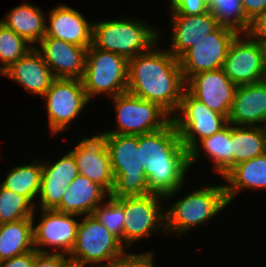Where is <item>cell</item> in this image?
Returning <instances> with one entry per match:
<instances>
[{"instance_id": "1", "label": "cell", "mask_w": 266, "mask_h": 267, "mask_svg": "<svg viewBox=\"0 0 266 267\" xmlns=\"http://www.w3.org/2000/svg\"><path fill=\"white\" fill-rule=\"evenodd\" d=\"M138 148L149 191L164 196V200H171L182 190L190 169L188 151L174 122L162 129L138 135Z\"/></svg>"}, {"instance_id": "2", "label": "cell", "mask_w": 266, "mask_h": 267, "mask_svg": "<svg viewBox=\"0 0 266 267\" xmlns=\"http://www.w3.org/2000/svg\"><path fill=\"white\" fill-rule=\"evenodd\" d=\"M185 88L178 59L157 43L129 60L127 92L159 104L171 116L178 111Z\"/></svg>"}, {"instance_id": "3", "label": "cell", "mask_w": 266, "mask_h": 267, "mask_svg": "<svg viewBox=\"0 0 266 267\" xmlns=\"http://www.w3.org/2000/svg\"><path fill=\"white\" fill-rule=\"evenodd\" d=\"M158 30L138 20L115 19L93 23L92 45L128 61L159 42Z\"/></svg>"}, {"instance_id": "4", "label": "cell", "mask_w": 266, "mask_h": 267, "mask_svg": "<svg viewBox=\"0 0 266 267\" xmlns=\"http://www.w3.org/2000/svg\"><path fill=\"white\" fill-rule=\"evenodd\" d=\"M107 149L115 183L114 198L150 194L148 178L141 166L137 135L108 134Z\"/></svg>"}, {"instance_id": "5", "label": "cell", "mask_w": 266, "mask_h": 267, "mask_svg": "<svg viewBox=\"0 0 266 267\" xmlns=\"http://www.w3.org/2000/svg\"><path fill=\"white\" fill-rule=\"evenodd\" d=\"M213 185L190 192L164 210L167 234L181 235L203 225L228 205L224 185Z\"/></svg>"}, {"instance_id": "6", "label": "cell", "mask_w": 266, "mask_h": 267, "mask_svg": "<svg viewBox=\"0 0 266 267\" xmlns=\"http://www.w3.org/2000/svg\"><path fill=\"white\" fill-rule=\"evenodd\" d=\"M128 63L124 57L95 48L86 50L82 82L89 101L94 95H109L111 98L127 92Z\"/></svg>"}, {"instance_id": "7", "label": "cell", "mask_w": 266, "mask_h": 267, "mask_svg": "<svg viewBox=\"0 0 266 267\" xmlns=\"http://www.w3.org/2000/svg\"><path fill=\"white\" fill-rule=\"evenodd\" d=\"M78 223L76 242L70 252L69 259L72 267H86L87 264L103 267L101 262L119 257L125 252L121 241L113 235L92 214L85 215Z\"/></svg>"}, {"instance_id": "8", "label": "cell", "mask_w": 266, "mask_h": 267, "mask_svg": "<svg viewBox=\"0 0 266 267\" xmlns=\"http://www.w3.org/2000/svg\"><path fill=\"white\" fill-rule=\"evenodd\" d=\"M117 129L107 131L108 134L142 135L167 126L171 121V115L159 104L129 92L119 94L112 98Z\"/></svg>"}, {"instance_id": "9", "label": "cell", "mask_w": 266, "mask_h": 267, "mask_svg": "<svg viewBox=\"0 0 266 267\" xmlns=\"http://www.w3.org/2000/svg\"><path fill=\"white\" fill-rule=\"evenodd\" d=\"M42 98L47 103L48 125L53 135L67 129L90 102L82 79L76 78H55Z\"/></svg>"}, {"instance_id": "10", "label": "cell", "mask_w": 266, "mask_h": 267, "mask_svg": "<svg viewBox=\"0 0 266 267\" xmlns=\"http://www.w3.org/2000/svg\"><path fill=\"white\" fill-rule=\"evenodd\" d=\"M176 116H172L183 146L189 152L198 142L219 132L227 124V118L193 98L186 90ZM174 117V118H173Z\"/></svg>"}, {"instance_id": "11", "label": "cell", "mask_w": 266, "mask_h": 267, "mask_svg": "<svg viewBox=\"0 0 266 267\" xmlns=\"http://www.w3.org/2000/svg\"><path fill=\"white\" fill-rule=\"evenodd\" d=\"M240 35L230 44L222 69L237 86L266 80V47L249 33L246 40Z\"/></svg>"}, {"instance_id": "12", "label": "cell", "mask_w": 266, "mask_h": 267, "mask_svg": "<svg viewBox=\"0 0 266 267\" xmlns=\"http://www.w3.org/2000/svg\"><path fill=\"white\" fill-rule=\"evenodd\" d=\"M237 35L238 33L232 29L219 26L188 48L178 58L184 81L203 71L221 69L230 44Z\"/></svg>"}, {"instance_id": "13", "label": "cell", "mask_w": 266, "mask_h": 267, "mask_svg": "<svg viewBox=\"0 0 266 267\" xmlns=\"http://www.w3.org/2000/svg\"><path fill=\"white\" fill-rule=\"evenodd\" d=\"M160 199L164 200V196L153 193L124 197L123 244L126 248L149 237L155 229L165 231V214Z\"/></svg>"}, {"instance_id": "14", "label": "cell", "mask_w": 266, "mask_h": 267, "mask_svg": "<svg viewBox=\"0 0 266 267\" xmlns=\"http://www.w3.org/2000/svg\"><path fill=\"white\" fill-rule=\"evenodd\" d=\"M107 131L82 140L71 149L79 174L102 186L109 194L114 188V175L107 149Z\"/></svg>"}, {"instance_id": "15", "label": "cell", "mask_w": 266, "mask_h": 267, "mask_svg": "<svg viewBox=\"0 0 266 267\" xmlns=\"http://www.w3.org/2000/svg\"><path fill=\"white\" fill-rule=\"evenodd\" d=\"M41 212L39 224H33L34 248L41 253H50V250L41 248L50 246L53 249H60L61 254L69 255L76 242L79 221H76L75 216L78 215L57 210L41 209Z\"/></svg>"}, {"instance_id": "16", "label": "cell", "mask_w": 266, "mask_h": 267, "mask_svg": "<svg viewBox=\"0 0 266 267\" xmlns=\"http://www.w3.org/2000/svg\"><path fill=\"white\" fill-rule=\"evenodd\" d=\"M237 85L225 74L224 70L203 71L186 81L185 90L209 109L229 115Z\"/></svg>"}, {"instance_id": "17", "label": "cell", "mask_w": 266, "mask_h": 267, "mask_svg": "<svg viewBox=\"0 0 266 267\" xmlns=\"http://www.w3.org/2000/svg\"><path fill=\"white\" fill-rule=\"evenodd\" d=\"M35 49L41 54L55 78L82 79L85 68L86 50L61 39L43 37Z\"/></svg>"}, {"instance_id": "18", "label": "cell", "mask_w": 266, "mask_h": 267, "mask_svg": "<svg viewBox=\"0 0 266 267\" xmlns=\"http://www.w3.org/2000/svg\"><path fill=\"white\" fill-rule=\"evenodd\" d=\"M41 183L38 194L42 210H55L68 185L79 175L76 160L69 151L55 163H41Z\"/></svg>"}, {"instance_id": "19", "label": "cell", "mask_w": 266, "mask_h": 267, "mask_svg": "<svg viewBox=\"0 0 266 267\" xmlns=\"http://www.w3.org/2000/svg\"><path fill=\"white\" fill-rule=\"evenodd\" d=\"M48 17L49 25L46 24L44 37L61 39L81 47L92 44L93 22H88L76 9L62 4L50 10Z\"/></svg>"}, {"instance_id": "20", "label": "cell", "mask_w": 266, "mask_h": 267, "mask_svg": "<svg viewBox=\"0 0 266 267\" xmlns=\"http://www.w3.org/2000/svg\"><path fill=\"white\" fill-rule=\"evenodd\" d=\"M227 121L233 126L266 123V80L237 86Z\"/></svg>"}, {"instance_id": "21", "label": "cell", "mask_w": 266, "mask_h": 267, "mask_svg": "<svg viewBox=\"0 0 266 267\" xmlns=\"http://www.w3.org/2000/svg\"><path fill=\"white\" fill-rule=\"evenodd\" d=\"M171 18L172 46L167 50L177 59L195 42L219 27L216 17L210 11L200 15H177L171 10Z\"/></svg>"}, {"instance_id": "22", "label": "cell", "mask_w": 266, "mask_h": 267, "mask_svg": "<svg viewBox=\"0 0 266 267\" xmlns=\"http://www.w3.org/2000/svg\"><path fill=\"white\" fill-rule=\"evenodd\" d=\"M1 74L22 85L28 92L41 97L55 79L51 69L35 47Z\"/></svg>"}, {"instance_id": "23", "label": "cell", "mask_w": 266, "mask_h": 267, "mask_svg": "<svg viewBox=\"0 0 266 267\" xmlns=\"http://www.w3.org/2000/svg\"><path fill=\"white\" fill-rule=\"evenodd\" d=\"M107 196L110 194L102 186L79 174L68 185L61 204L55 210L78 216L91 215Z\"/></svg>"}, {"instance_id": "24", "label": "cell", "mask_w": 266, "mask_h": 267, "mask_svg": "<svg viewBox=\"0 0 266 267\" xmlns=\"http://www.w3.org/2000/svg\"><path fill=\"white\" fill-rule=\"evenodd\" d=\"M228 204L244 189H266V153L235 165L225 176Z\"/></svg>"}, {"instance_id": "25", "label": "cell", "mask_w": 266, "mask_h": 267, "mask_svg": "<svg viewBox=\"0 0 266 267\" xmlns=\"http://www.w3.org/2000/svg\"><path fill=\"white\" fill-rule=\"evenodd\" d=\"M199 148H202L207 156L212 159L215 164V171L223 178L233 168L231 124L228 123L219 132L200 140L198 144L188 152L190 167L201 155Z\"/></svg>"}, {"instance_id": "26", "label": "cell", "mask_w": 266, "mask_h": 267, "mask_svg": "<svg viewBox=\"0 0 266 267\" xmlns=\"http://www.w3.org/2000/svg\"><path fill=\"white\" fill-rule=\"evenodd\" d=\"M45 18L41 8L23 3L10 10L0 22L35 47L33 44L39 43L45 36L47 22Z\"/></svg>"}, {"instance_id": "27", "label": "cell", "mask_w": 266, "mask_h": 267, "mask_svg": "<svg viewBox=\"0 0 266 267\" xmlns=\"http://www.w3.org/2000/svg\"><path fill=\"white\" fill-rule=\"evenodd\" d=\"M33 219L0 224V262L34 250Z\"/></svg>"}, {"instance_id": "28", "label": "cell", "mask_w": 266, "mask_h": 267, "mask_svg": "<svg viewBox=\"0 0 266 267\" xmlns=\"http://www.w3.org/2000/svg\"><path fill=\"white\" fill-rule=\"evenodd\" d=\"M233 167L265 153L264 136L260 126H232Z\"/></svg>"}, {"instance_id": "29", "label": "cell", "mask_w": 266, "mask_h": 267, "mask_svg": "<svg viewBox=\"0 0 266 267\" xmlns=\"http://www.w3.org/2000/svg\"><path fill=\"white\" fill-rule=\"evenodd\" d=\"M39 161L31 164L13 167L7 174L1 186L19 195L27 197L33 204L38 197L41 183L42 165ZM37 196V197H36Z\"/></svg>"}, {"instance_id": "30", "label": "cell", "mask_w": 266, "mask_h": 267, "mask_svg": "<svg viewBox=\"0 0 266 267\" xmlns=\"http://www.w3.org/2000/svg\"><path fill=\"white\" fill-rule=\"evenodd\" d=\"M208 9L219 26L242 33V36L249 33L251 23L245 17L240 0H208Z\"/></svg>"}, {"instance_id": "31", "label": "cell", "mask_w": 266, "mask_h": 267, "mask_svg": "<svg viewBox=\"0 0 266 267\" xmlns=\"http://www.w3.org/2000/svg\"><path fill=\"white\" fill-rule=\"evenodd\" d=\"M36 203L0 185V224L33 219Z\"/></svg>"}, {"instance_id": "32", "label": "cell", "mask_w": 266, "mask_h": 267, "mask_svg": "<svg viewBox=\"0 0 266 267\" xmlns=\"http://www.w3.org/2000/svg\"><path fill=\"white\" fill-rule=\"evenodd\" d=\"M32 48L25 39L0 22V74Z\"/></svg>"}, {"instance_id": "33", "label": "cell", "mask_w": 266, "mask_h": 267, "mask_svg": "<svg viewBox=\"0 0 266 267\" xmlns=\"http://www.w3.org/2000/svg\"><path fill=\"white\" fill-rule=\"evenodd\" d=\"M105 204H100L92 215L103 224L123 245L124 197L114 198L111 195Z\"/></svg>"}, {"instance_id": "34", "label": "cell", "mask_w": 266, "mask_h": 267, "mask_svg": "<svg viewBox=\"0 0 266 267\" xmlns=\"http://www.w3.org/2000/svg\"><path fill=\"white\" fill-rule=\"evenodd\" d=\"M153 255L151 251L144 254L124 252L109 264H103V267H154Z\"/></svg>"}, {"instance_id": "35", "label": "cell", "mask_w": 266, "mask_h": 267, "mask_svg": "<svg viewBox=\"0 0 266 267\" xmlns=\"http://www.w3.org/2000/svg\"><path fill=\"white\" fill-rule=\"evenodd\" d=\"M170 10L177 15H200L208 12V0H170Z\"/></svg>"}, {"instance_id": "36", "label": "cell", "mask_w": 266, "mask_h": 267, "mask_svg": "<svg viewBox=\"0 0 266 267\" xmlns=\"http://www.w3.org/2000/svg\"><path fill=\"white\" fill-rule=\"evenodd\" d=\"M33 267H72L68 255L60 252L41 253L35 249Z\"/></svg>"}, {"instance_id": "37", "label": "cell", "mask_w": 266, "mask_h": 267, "mask_svg": "<svg viewBox=\"0 0 266 267\" xmlns=\"http://www.w3.org/2000/svg\"><path fill=\"white\" fill-rule=\"evenodd\" d=\"M246 19L252 23L266 12V0H240Z\"/></svg>"}, {"instance_id": "38", "label": "cell", "mask_w": 266, "mask_h": 267, "mask_svg": "<svg viewBox=\"0 0 266 267\" xmlns=\"http://www.w3.org/2000/svg\"><path fill=\"white\" fill-rule=\"evenodd\" d=\"M35 249L20 256L0 262V267H33Z\"/></svg>"}, {"instance_id": "39", "label": "cell", "mask_w": 266, "mask_h": 267, "mask_svg": "<svg viewBox=\"0 0 266 267\" xmlns=\"http://www.w3.org/2000/svg\"><path fill=\"white\" fill-rule=\"evenodd\" d=\"M249 34L266 47V12L251 23Z\"/></svg>"}, {"instance_id": "40", "label": "cell", "mask_w": 266, "mask_h": 267, "mask_svg": "<svg viewBox=\"0 0 266 267\" xmlns=\"http://www.w3.org/2000/svg\"><path fill=\"white\" fill-rule=\"evenodd\" d=\"M261 130H262V132H263V136H264L265 153H266V123L264 124V127L261 126Z\"/></svg>"}]
</instances>
